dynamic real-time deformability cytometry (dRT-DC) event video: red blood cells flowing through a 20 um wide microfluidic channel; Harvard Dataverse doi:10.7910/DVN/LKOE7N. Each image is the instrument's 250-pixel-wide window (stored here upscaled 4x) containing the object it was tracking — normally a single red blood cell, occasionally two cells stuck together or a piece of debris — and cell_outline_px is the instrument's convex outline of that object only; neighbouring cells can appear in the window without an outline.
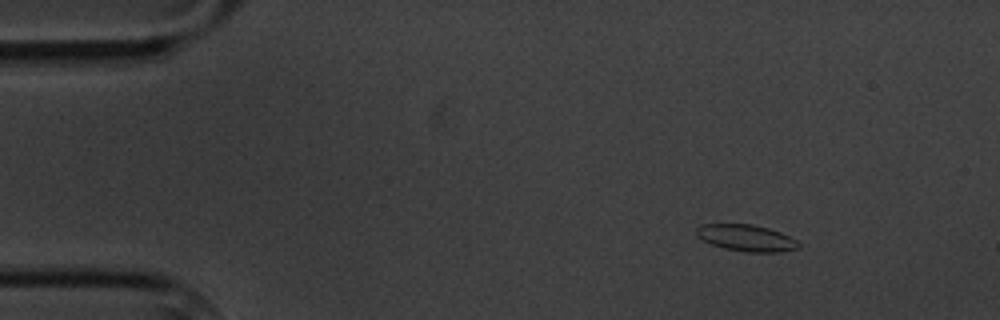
{"species": "common noctule bat (a hibernating species)", "species_latin": "Nyctalus noctula", "temperature_condition": "cold", "stored_images_in_passage": 6, "camera_frame_rate_fps": 3000, "um_per_image_px": 0.085, "animal": {"sex": "male", "body_mass_g": 20.1, "forearm_length_mm": 53.5}, "frame": {"image": 1, "passage_image": 1, "time_ms": 0.0, "image_size_px": [1000, 320], "cell_outline_px": [[800, 248], [780, 252], [744, 252], [724, 248], [712, 244], [696, 236], [696, 228], [700, 224], [752, 224], [768, 228], [780, 232], [796, 240], [800, 244]], "centroid_in_image_um": [63.44, 20.22], "position_along_channel_um": 21.6, "area_um2": 15.84}}
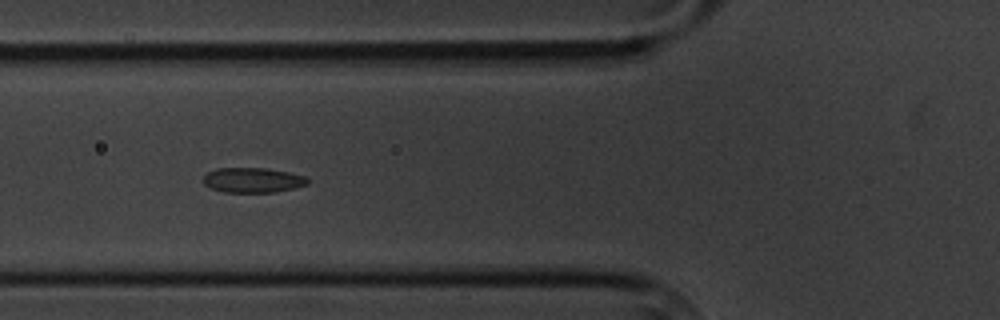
{"frame": {"image": 2, "passage_image": 5, "time_ms": 4.667, "image_size_px": [1000, 320], "cell_outline_px": [[308, 184], [276, 192], [224, 192], [212, 188], [204, 184], [204, 176], [208, 172], [216, 168], [264, 168], [288, 172], [308, 176]], "centroid_in_image_um": [21.5, 15.3], "position_along_channel_um": 104.3, "area_um2": 15.09}}
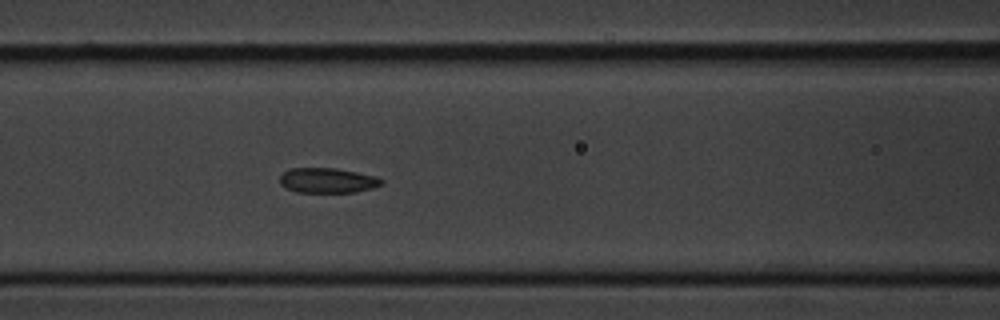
{"frame": {"image": 3, "passage_image": 6, "time_ms": 5.667, "image_size_px": [1000, 320], "cell_outline_px": [[384, 180], [380, 184], [372, 188], [356, 192], [296, 192], [284, 188], [280, 184], [280, 176], [288, 168], [336, 168], [376, 176]], "centroid_in_image_um": [27.8, 15.33], "position_along_channel_um": 138.8, "area_um2": 14.85}}